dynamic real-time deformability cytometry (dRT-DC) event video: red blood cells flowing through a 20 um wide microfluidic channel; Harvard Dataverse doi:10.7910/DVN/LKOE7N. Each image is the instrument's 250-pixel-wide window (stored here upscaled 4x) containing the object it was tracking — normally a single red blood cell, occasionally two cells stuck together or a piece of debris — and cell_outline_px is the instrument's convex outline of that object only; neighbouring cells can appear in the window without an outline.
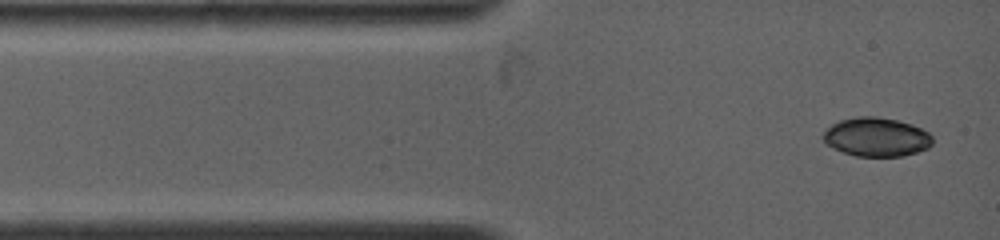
{"species": "common noctule bat (a hibernating species)", "species_latin": "Nyctalus noctula", "temperature_condition": "warm", "stored_images_in_passage": 26, "camera_frame_rate_fps": 4500, "um_per_image_px": 0.085, "animal": {"sex": "female", "body_mass_g": 19.0, "forearm_length_mm": 53.3}, "frame": {"image": 1, "passage_image": 1, "time_ms": 0.0, "image_size_px": [1000, 240], "cell_outline_px": [[932, 144], [928, 148], [916, 152], [900, 156], [856, 156], [844, 152], [828, 144], [824, 140], [824, 132], [832, 124], [840, 120], [856, 116], [876, 116], [896, 120], [912, 124], [928, 132], [932, 136]], "centroid_in_image_um": [74.52, 11.63], "position_along_channel_um": 10.5, "area_um2": 24.51}}
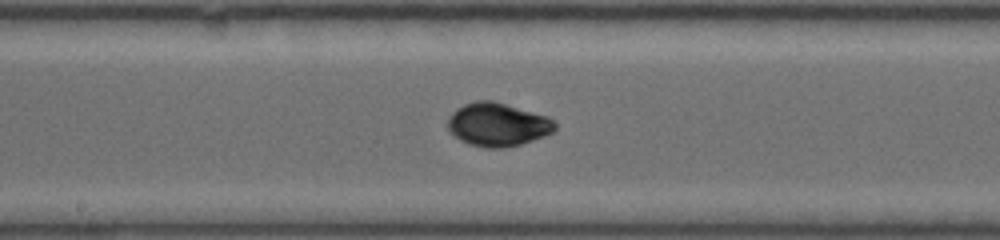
{"frame": {"image": 2, "passage_image": 15, "time_ms": 6.0, "image_size_px": [1000, 240], "cell_outline_px": [[556, 128], [552, 132], [532, 140], [520, 144], [504, 148], [484, 148], [468, 144], [460, 140], [448, 128], [448, 120], [452, 112], [456, 108], [464, 104], [476, 100], [492, 100], [544, 116], [552, 120], [556, 124]], "centroid_in_image_um": [42.25, 10.59], "position_along_channel_um": 205.9, "area_um2": 26.7}}
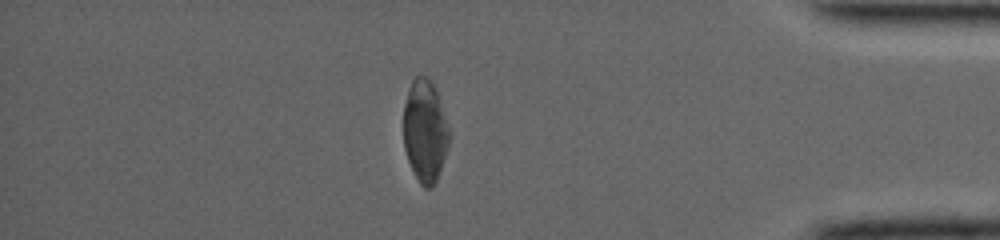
{"frame": {"image": 3, "passage_image": 26, "time_ms": 12.0, "image_size_px": [1000, 240], "cell_outline_px": [[448, 148], [440, 172], [432, 188], [424, 188], [420, 184], [408, 160], [404, 148], [404, 104], [408, 88], [412, 80], [416, 76], [428, 76], [432, 80], [436, 88], [448, 128]], "centroid_in_image_um": [36.11, 11.11], "position_along_channel_um": 399.1, "area_um2": 27.17}, "authors_computed_cell_mechanics": {"area_um2": 25.7788, "velocity_mm_per_s": 3.8642, "shape_relaxation_time_tau1_ms": 3.9717, "shape_relaxation_time_tau2_ms": 4.3219, "deformation_change_tau1": 0.1476, "deformation_change_tau2": 0.0478}}